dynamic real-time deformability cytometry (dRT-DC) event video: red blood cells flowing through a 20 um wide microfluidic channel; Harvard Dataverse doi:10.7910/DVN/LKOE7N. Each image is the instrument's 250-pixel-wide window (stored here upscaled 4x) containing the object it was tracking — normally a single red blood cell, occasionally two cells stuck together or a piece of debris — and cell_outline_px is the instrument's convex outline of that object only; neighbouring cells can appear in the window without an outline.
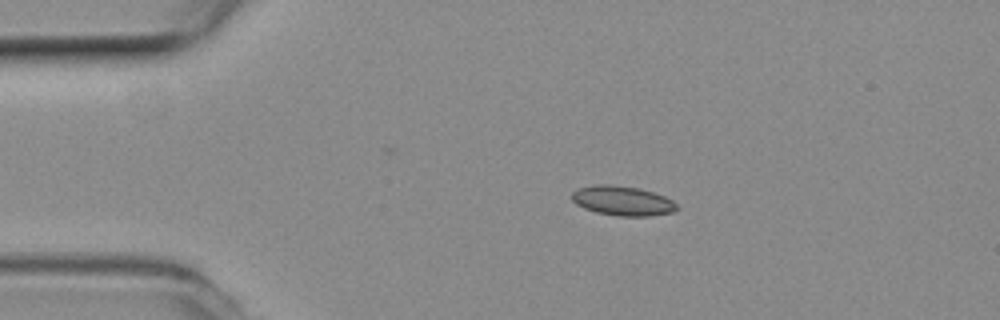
{"species": "common noctule bat (a hibernating species)", "species_latin": "Nyctalus noctula", "temperature_condition": "room temperature", "stored_images_in_passage": 44, "camera_frame_rate_fps": 3000, "um_per_image_px": 0.085, "animal": {"sex": "female", "body_mass_g": 19.3, "forearm_length_mm": 54.1}, "frame": {"image": 1, "passage_image": 1, "time_ms": 0.0, "image_size_px": [1000, 320], "cell_outline_px": [[680, 208], [672, 212], [648, 216], [616, 216], [596, 212], [584, 208], [576, 204], [572, 200], [572, 192], [580, 188], [596, 184], [608, 184], [640, 188], [664, 196], [672, 200]], "centroid_in_image_um": [52.92, 17.07], "position_along_channel_um": 32.1, "area_um2": 18.09}}
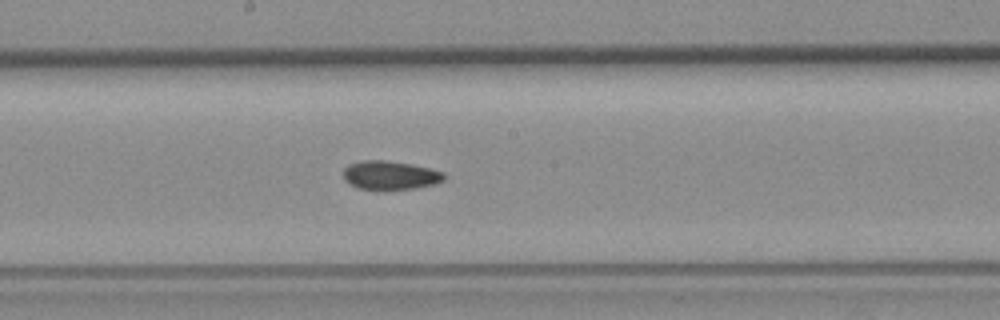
{"frame": {"image": 2, "passage_image": 19, "time_ms": 6.0, "image_size_px": [1000, 320], "cell_outline_px": [[448, 176], [444, 180], [436, 184], [416, 188], [384, 192], [376, 192], [360, 188], [348, 184], [344, 180], [344, 168], [348, 164], [364, 160], [384, 160], [412, 164], [432, 168], [444, 172]], "centroid_in_image_um": [33.19, 14.93], "position_along_channel_um": 215.0, "area_um2": 17.74}}
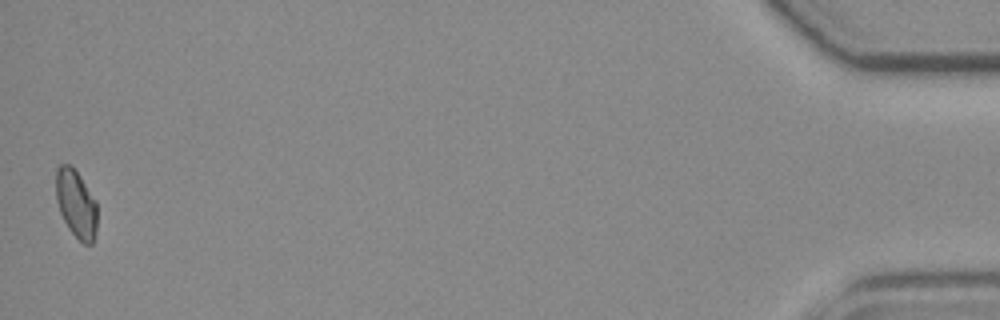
{"frame": {"image": 3, "passage_image": 44, "time_ms": 14.333, "image_size_px": [1000, 320], "cell_outline_px": [[96, 236], [92, 244], [84, 244], [68, 228], [60, 212], [56, 200], [56, 168], [60, 164], [72, 164], [96, 200]], "centroid_in_image_um": [6.47, 17.3], "position_along_channel_um": 428.7, "area_um2": 16.42}, "authors_computed_cell_mechanics": {"area_um2": 16.9354, "velocity_mm_per_s": 3.7881, "shape_relaxation_time_tau1_ms": 9.9594, "shape_relaxation_time_tau2_ms": 10.436, "deformation_change_tau1": 0.1665, "deformation_change_tau2": 0.134}}